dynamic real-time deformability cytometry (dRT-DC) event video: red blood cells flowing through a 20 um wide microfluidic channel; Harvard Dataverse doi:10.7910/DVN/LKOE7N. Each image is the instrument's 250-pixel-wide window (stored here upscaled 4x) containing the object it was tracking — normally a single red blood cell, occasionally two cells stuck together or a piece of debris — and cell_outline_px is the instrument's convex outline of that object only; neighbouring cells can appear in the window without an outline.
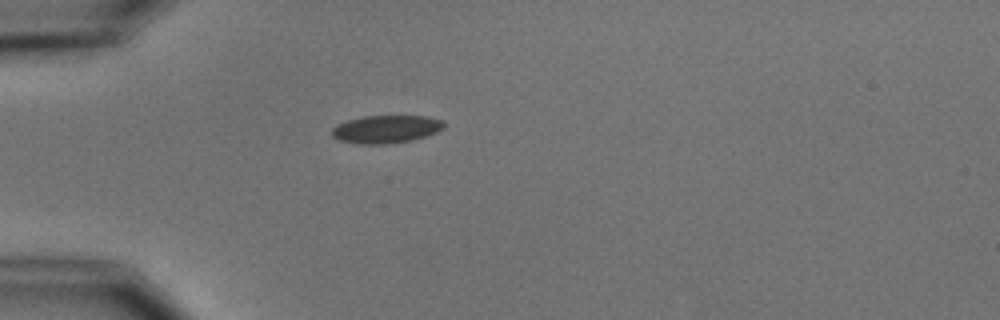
{"species": "common noctule bat (a hibernating species)", "species_latin": "Nyctalus noctula", "temperature_condition": "cold", "stored_images_in_passage": 2, "camera_frame_rate_fps": 3000, "um_per_image_px": 0.085, "animal": {"sex": "male", "body_mass_g": 15.6}, "frame": {"image": 1, "passage_image": 1, "time_ms": 0.0, "image_size_px": [1000, 320], "cell_outline_px": [[444, 128], [436, 132], [412, 140], [384, 144], [360, 144], [340, 140], [332, 136], [332, 128], [336, 124], [360, 116], [428, 116], [440, 120], [444, 124]], "centroid_in_image_um": [32.78, 10.97], "position_along_channel_um": 52.2, "area_um2": 18.09}}